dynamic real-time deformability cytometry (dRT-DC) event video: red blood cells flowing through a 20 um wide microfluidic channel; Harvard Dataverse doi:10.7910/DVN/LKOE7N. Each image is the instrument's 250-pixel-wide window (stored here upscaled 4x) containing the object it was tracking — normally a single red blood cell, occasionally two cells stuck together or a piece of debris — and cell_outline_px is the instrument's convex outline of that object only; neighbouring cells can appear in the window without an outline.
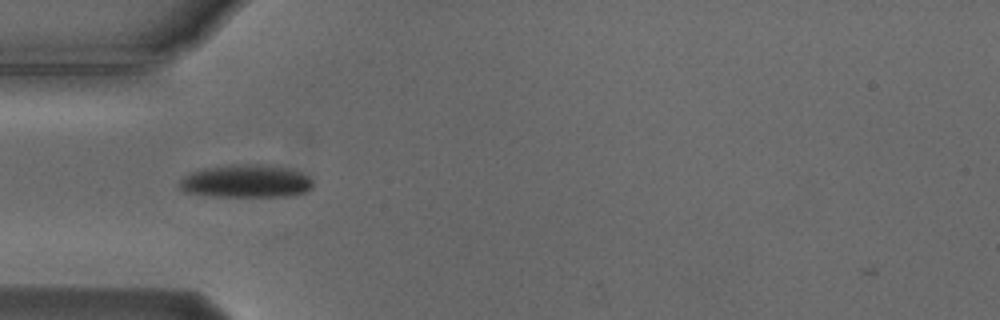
{"species": "Egyptian fruit bat (a non-hibernating species)", "species_latin": "Rousettus aegyptiacus", "temperature_condition": "cold", "stored_images_in_passage": 27, "camera_frame_rate_fps": 3000, "um_per_image_px": 0.085, "animal": {"sex": "male"}, "frame": {"image": 1, "passage_image": 2, "time_ms": 0.333, "image_size_px": [1000, 320], "cell_outline_px": [[312, 188], [308, 192], [292, 196], [216, 196], [184, 192], [176, 188], [180, 180], [184, 176], [192, 172], [204, 168], [236, 164], [260, 164], [288, 168], [300, 172], [308, 176], [312, 180]], "centroid_in_image_um": [20.91, 15.41], "position_along_channel_um": 64.1, "area_um2": 25.78}}
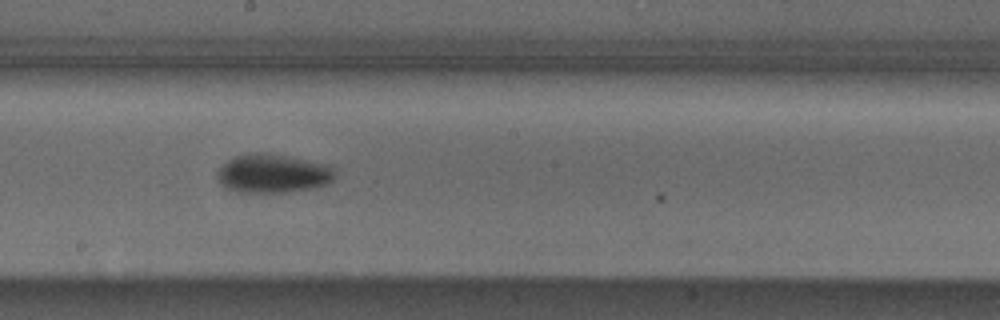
{"frame": {"image": 2, "passage_image": 15, "time_ms": 4.667, "image_size_px": [1000, 320], "cell_outline_px": [[336, 176], [328, 184], [312, 188], [288, 192], [236, 192], [220, 184], [216, 176], [216, 172], [228, 160], [236, 156], [252, 152], [264, 152], [288, 156], [332, 164], [336, 172]], "centroid_in_image_um": [23.24, 14.74], "position_along_channel_um": 225.0, "area_um2": 26.99}}
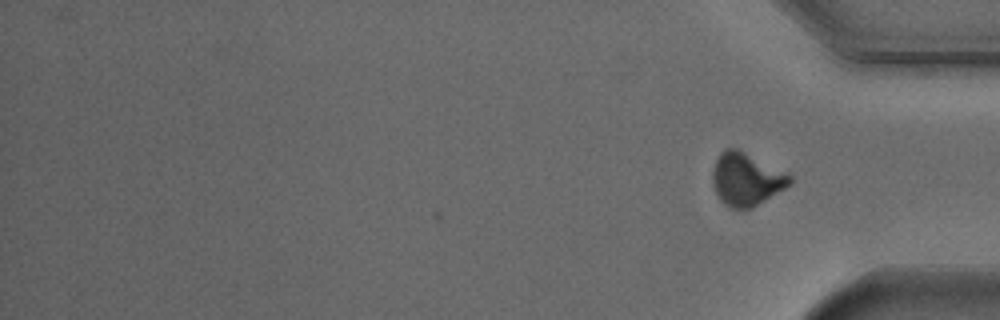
{"frame": {"image": 3, "passage_image": 27, "time_ms": 8.667, "image_size_px": [1000, 320], "cell_outline_px": [[792, 184], [752, 208], [728, 208], [720, 200], [716, 192], [712, 180], [712, 172], [716, 160], [720, 152], [724, 148], [736, 148], [788, 172], [792, 176]], "centroid_in_image_um": [63.45, 15.23], "position_along_channel_um": 371.8, "area_um2": 23.93}, "authors_computed_cell_mechanics": {"area_um2": 25.432, "velocity_mm_per_s": 3.744, "shape_relaxation_time_tau1_ms": 2.5749, "shape_relaxation_time_tau2_ms": null, "deformation_change_tau1": 0.1246, "deformation_change_tau2": null}}